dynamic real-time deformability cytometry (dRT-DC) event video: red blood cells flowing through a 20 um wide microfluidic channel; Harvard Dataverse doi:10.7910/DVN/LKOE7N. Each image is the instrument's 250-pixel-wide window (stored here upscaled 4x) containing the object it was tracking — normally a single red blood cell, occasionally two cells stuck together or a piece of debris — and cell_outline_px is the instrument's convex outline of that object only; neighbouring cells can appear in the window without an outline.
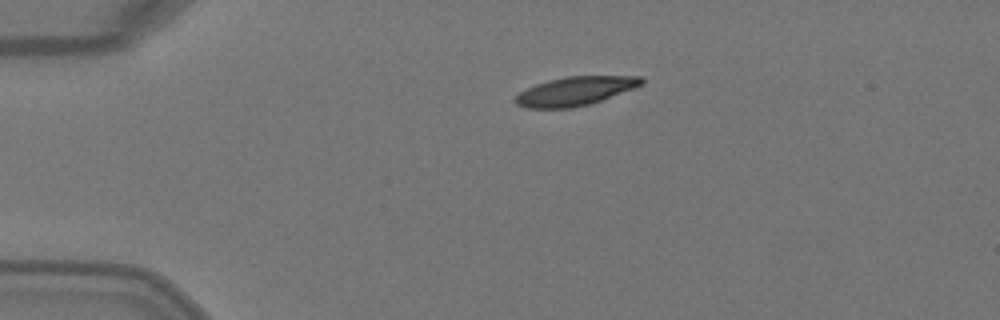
{"species": "Egyptian fruit bat (a non-hibernating species)", "species_latin": "Rousettus aegyptiacus", "temperature_condition": "warm", "stored_images_in_passage": 2, "camera_frame_rate_fps": 3000, "um_per_image_px": 0.085, "animal": {"sex": "female"}, "frame": {"image": 1, "passage_image": 1, "time_ms": 0.0, "image_size_px": [1000, 320], "cell_outline_px": [[644, 84], [636, 88], [588, 104], [572, 108], [524, 108], [516, 104], [512, 100], [520, 92], [536, 84], [548, 80], [568, 76], [640, 76], [644, 80]], "centroid_in_image_um": [48.88, 7.74], "position_along_channel_um": 36.1, "area_um2": 21.15}}